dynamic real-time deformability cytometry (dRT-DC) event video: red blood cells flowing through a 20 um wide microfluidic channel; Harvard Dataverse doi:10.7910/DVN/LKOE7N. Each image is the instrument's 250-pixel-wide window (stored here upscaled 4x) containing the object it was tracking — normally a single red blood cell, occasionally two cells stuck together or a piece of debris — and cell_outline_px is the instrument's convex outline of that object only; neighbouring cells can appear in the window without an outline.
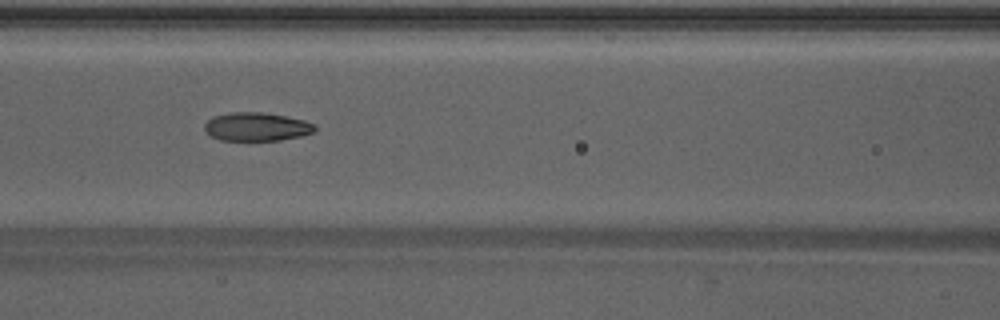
{"species": "Egyptian fruit bat (a non-hibernating species)", "species_latin": "Rousettus aegyptiacus", "temperature_condition": "warm", "stored_images_in_passage": 36, "camera_frame_rate_fps": 3000, "um_per_image_px": 0.085, "animal": {"sex": "male"}, "frame": {"image": 1, "passage_image": 14, "time_ms": 4.333, "image_size_px": [1000, 320], "cell_outline_px": [[316, 128], [312, 132], [300, 136], [280, 140], [220, 140], [212, 136], [204, 128], [204, 124], [212, 116], [232, 112], [260, 112], [284, 116], [304, 120], [312, 124]], "centroid_in_image_um": [21.77, 10.77], "position_along_channel_um": 144.8, "area_um2": 18.03}}
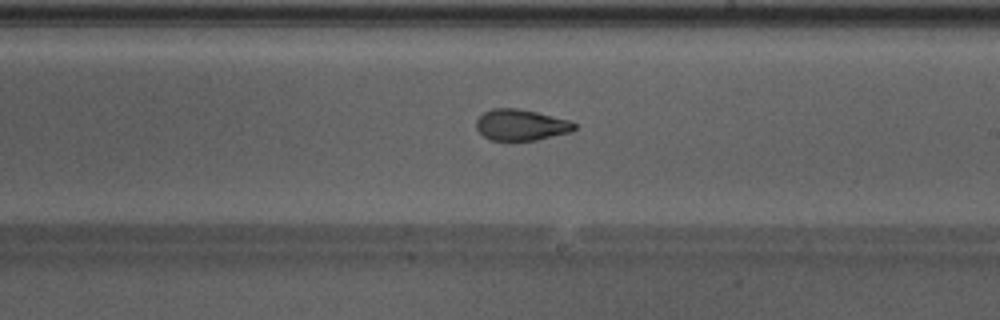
{"frame": {"image": 2, "passage_image": 21, "time_ms": 6.667, "image_size_px": [1000, 320], "cell_outline_px": [[576, 128], [572, 132], [536, 140], [492, 140], [484, 136], [476, 128], [476, 120], [484, 112], [492, 108], [516, 108], [536, 112], [568, 120], [576, 124]], "centroid_in_image_um": [44.29, 10.62], "position_along_channel_um": 244.7, "area_um2": 17.69}}
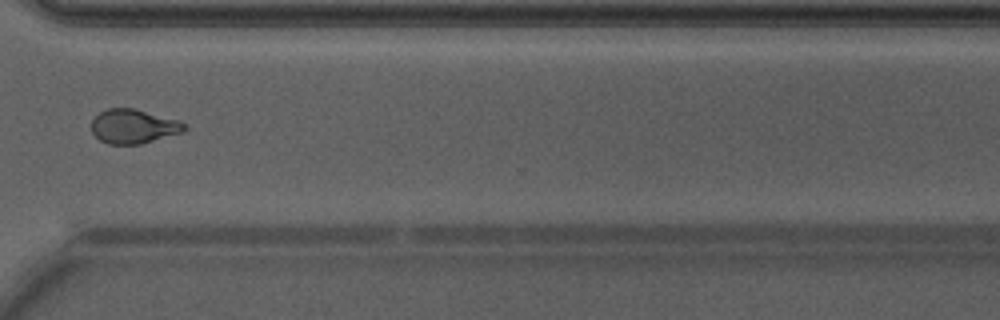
{"frame": {"image": 3, "passage_image": 29, "time_ms": 9.333, "image_size_px": [1000, 320], "cell_outline_px": [[188, 128], [184, 132], [140, 144], [108, 144], [100, 140], [92, 132], [92, 120], [100, 112], [108, 108], [132, 108], [180, 120], [188, 124]], "centroid_in_image_um": [11.4, 10.74], "position_along_channel_um": 359.2, "area_um2": 18.61}, "authors_computed_cell_mechanics": {"area_um2": 18.207, "velocity_mm_per_s": 4.2885, "shape_relaxation_time_tau1_ms": 8.8552, "shape_relaxation_time_tau2_ms": 1.4401, "deformation_change_tau1": 0.2388, "deformation_change_tau2": 0.0765}}